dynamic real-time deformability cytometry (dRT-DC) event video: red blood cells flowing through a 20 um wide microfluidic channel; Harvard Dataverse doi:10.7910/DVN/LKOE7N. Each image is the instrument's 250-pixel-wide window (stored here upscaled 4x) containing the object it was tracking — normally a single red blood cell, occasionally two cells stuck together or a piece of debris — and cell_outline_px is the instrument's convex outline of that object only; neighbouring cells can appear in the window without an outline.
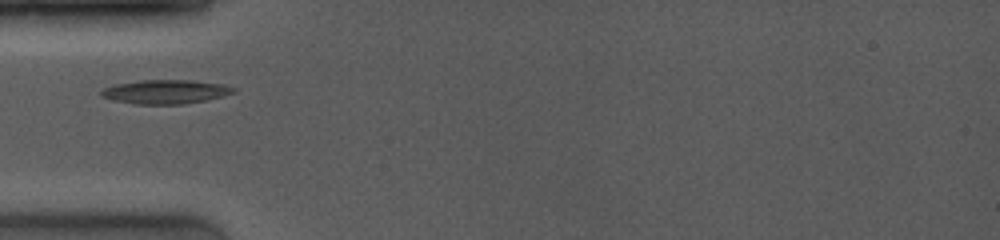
{"species": "common noctule bat (a hibernating species)", "species_latin": "Nyctalus noctula", "temperature_condition": "room temperature", "stored_images_in_passage": 42, "camera_frame_rate_fps": 4000, "um_per_image_px": 0.085, "animal": {"sex": "female", "body_mass_g": 19.0, "forearm_length_mm": 53.3}, "frame": {"image": 1, "passage_image": 1, "time_ms": 0.0, "image_size_px": [1000, 240], "cell_outline_px": [[236, 92], [224, 96], [184, 104], [136, 104], [112, 100], [100, 96], [100, 92], [104, 88], [116, 84], [140, 80], [188, 80], [224, 84], [236, 88]], "centroid_in_image_um": [14.07, 7.8], "position_along_channel_um": 70.9, "area_um2": 18.5}}
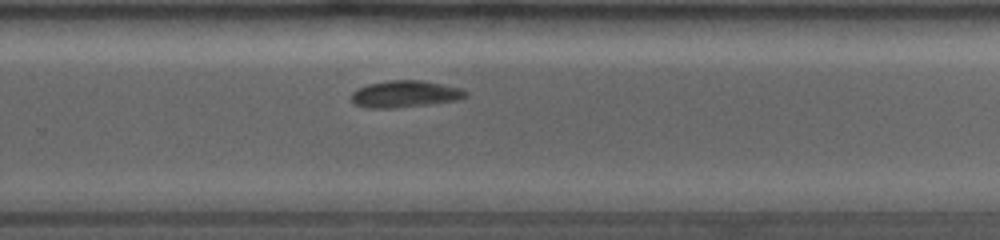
{"frame": {"image": 2, "passage_image": 23, "time_ms": 5.75, "image_size_px": [1000, 240], "cell_outline_px": [[468, 96], [456, 100], [428, 104], [396, 108], [364, 108], [352, 104], [348, 100], [352, 92], [368, 84], [388, 80], [424, 80], [460, 88], [468, 92]], "centroid_in_image_um": [34.36, 8.0], "position_along_channel_um": 295.4, "area_um2": 18.09}}
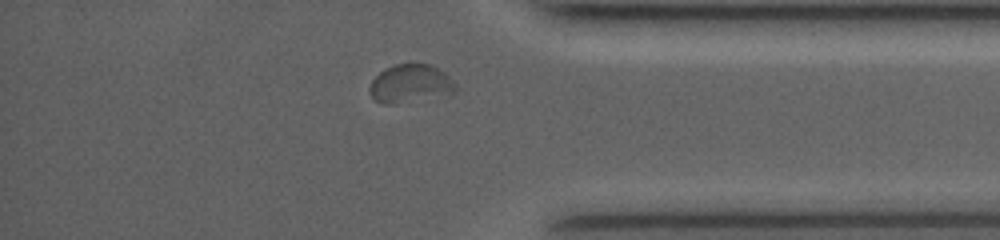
{"frame": {"image": 3, "passage_image": 34, "time_ms": 8.5, "image_size_px": [1000, 240], "cell_outline_px": [[456, 92], [396, 104], [384, 104], [376, 100], [368, 92], [368, 88], [372, 80], [384, 68], [408, 60], [416, 60], [440, 68], [456, 84]], "centroid_in_image_um": [34.86, 7.05], "position_along_channel_um": 400.3, "area_um2": 19.65}}